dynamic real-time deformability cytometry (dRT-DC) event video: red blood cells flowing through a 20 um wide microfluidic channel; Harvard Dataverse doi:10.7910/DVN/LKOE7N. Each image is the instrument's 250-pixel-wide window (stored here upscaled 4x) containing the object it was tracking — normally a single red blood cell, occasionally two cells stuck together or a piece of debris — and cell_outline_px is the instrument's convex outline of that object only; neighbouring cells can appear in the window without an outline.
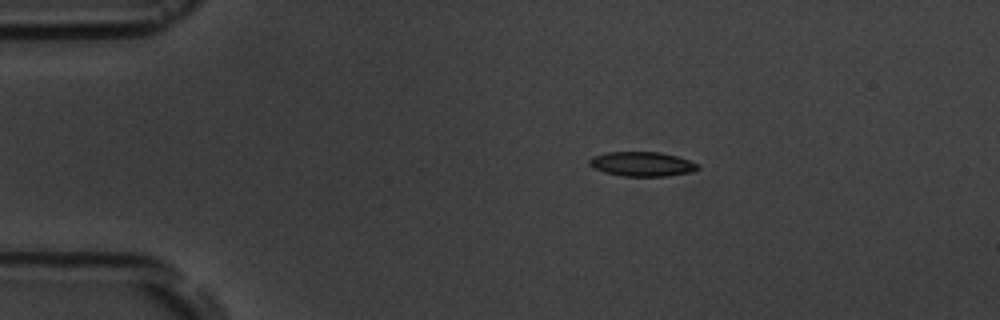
{"species": "common noctule bat (a hibernating species)", "species_latin": "Nyctalus noctula", "temperature_condition": "room temperature", "stored_images_in_passage": 5, "camera_frame_rate_fps": 3000, "um_per_image_px": 0.085, "animal": {"sex": "male", "body_mass_g": 19.5, "forearm_length_mm": 54.6}, "frame": {"image": 1, "passage_image": 2, "time_ms": 1.333, "image_size_px": [1000, 320], "cell_outline_px": [[700, 168], [692, 172], [668, 176], [624, 176], [604, 172], [592, 168], [588, 164], [588, 160], [592, 156], [604, 152], [660, 152], [676, 156], [700, 164]], "centroid_in_image_um": [54.55, 13.94], "position_along_channel_um": 30.4, "area_um2": 15.66}}
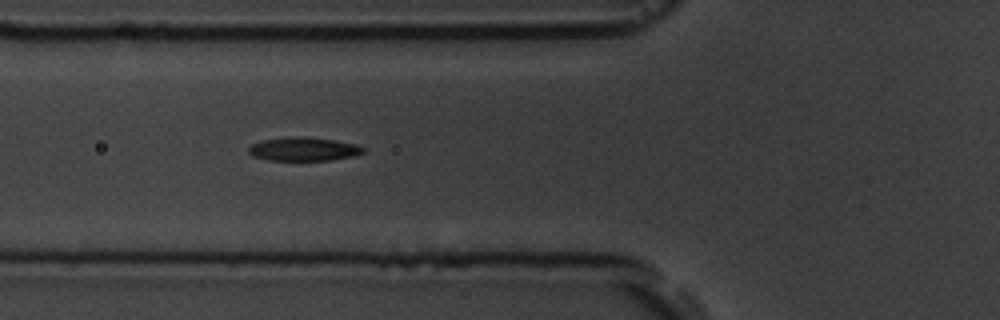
{"frame": {"image": 2, "passage_image": 5, "time_ms": 4.667, "image_size_px": [1000, 320], "cell_outline_px": [[364, 152], [352, 156], [332, 160], [268, 160], [252, 156], [248, 152], [248, 148], [252, 144], [260, 140], [332, 140], [356, 144], [364, 148]], "centroid_in_image_um": [25.8, 12.74], "position_along_channel_um": 100.0, "area_um2": 14.57}}